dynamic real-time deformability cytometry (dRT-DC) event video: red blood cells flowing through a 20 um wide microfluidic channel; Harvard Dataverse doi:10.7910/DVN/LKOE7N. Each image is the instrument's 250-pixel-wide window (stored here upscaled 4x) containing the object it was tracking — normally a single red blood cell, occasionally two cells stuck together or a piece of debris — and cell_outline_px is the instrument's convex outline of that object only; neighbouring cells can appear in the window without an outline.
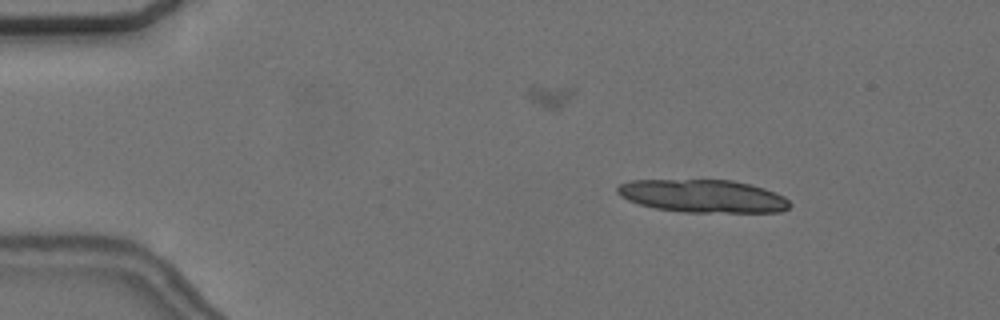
{"species": "common noctule bat (a hibernating species)", "species_latin": "Nyctalus noctula", "temperature_condition": "cold", "stored_images_in_passage": 21, "camera_frame_rate_fps": 3000, "um_per_image_px": 0.085, "animal": {"sex": "female", "body_mass_g": 24.6, "forearm_length_mm": 56.2}, "frame": {"image": 1, "passage_image": 7, "time_ms": 2.0, "image_size_px": [1000, 320], "cell_outline_px": [[792, 204], [788, 208], [780, 212], [684, 212], [656, 208], [640, 204], [628, 200], [620, 196], [616, 192], [616, 188], [620, 184], [628, 180], [732, 180], [752, 184], [776, 192], [784, 196]], "centroid_in_image_um": [59.76, 16.66], "position_along_channel_um": 25.2, "area_um2": 33.18}}